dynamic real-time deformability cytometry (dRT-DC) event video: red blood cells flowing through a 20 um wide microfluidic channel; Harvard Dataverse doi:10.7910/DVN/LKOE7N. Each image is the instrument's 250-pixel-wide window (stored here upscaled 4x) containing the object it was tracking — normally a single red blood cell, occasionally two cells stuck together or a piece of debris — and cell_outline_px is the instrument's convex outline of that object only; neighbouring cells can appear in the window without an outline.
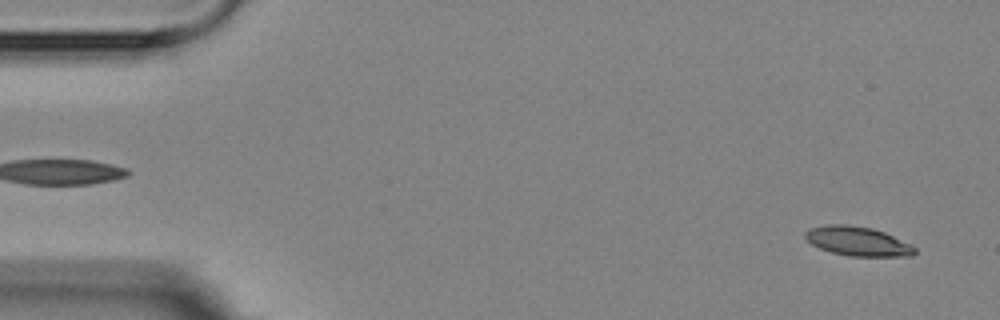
{"species": "Egyptian fruit bat (a non-hibernating species)", "species_latin": "Rousettus aegyptiacus", "temperature_condition": "room temperature", "stored_images_in_passage": 5, "segment_of_instrument_passage": [2, 2], "camera_frame_rate_fps": 3000, "um_per_image_px": 0.085, "animal": {"sex": "female"}, "frame": {"image": 1, "passage_image": 5, "time_ms": 5.333, "image_size_px": [1000, 320], "cell_outline_px": [[916, 252], [912, 256], [848, 256], [832, 252], [820, 248], [812, 244], [804, 236], [804, 232], [808, 228], [828, 224], [844, 224], [872, 228], [884, 232], [912, 244], [916, 248]], "centroid_in_image_um": [72.91, 20.5], "position_along_channel_um": 12.1, "area_um2": 18.73}}